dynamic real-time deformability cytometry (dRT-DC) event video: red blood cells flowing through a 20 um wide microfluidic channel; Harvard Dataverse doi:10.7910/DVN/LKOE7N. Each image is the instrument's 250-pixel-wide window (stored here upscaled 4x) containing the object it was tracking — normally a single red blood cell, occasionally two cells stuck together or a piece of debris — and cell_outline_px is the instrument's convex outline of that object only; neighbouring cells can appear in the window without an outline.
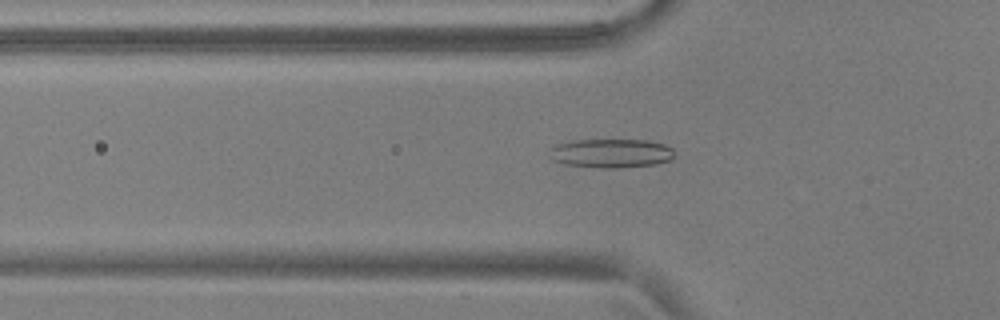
{"species": "common noctule bat (a hibernating species)", "species_latin": "Nyctalus noctula", "temperature_condition": "warm", "stored_images_in_passage": 54, "camera_frame_rate_fps": 3000, "um_per_image_px": 0.085, "animal": {"sex": "male", "body_mass_g": 17.9, "forearm_length_mm": 54.2}, "frame": {"image": 1, "passage_image": 19, "time_ms": 6.0, "image_size_px": [1000, 320], "cell_outline_px": [[676, 156], [672, 160], [656, 164], [620, 168], [600, 168], [564, 164], [552, 160], [548, 148], [556, 144], [576, 140], [648, 140], [664, 144], [672, 148]], "centroid_in_image_um": [51.96, 13.03], "position_along_channel_um": 73.8, "area_um2": 21.39}}
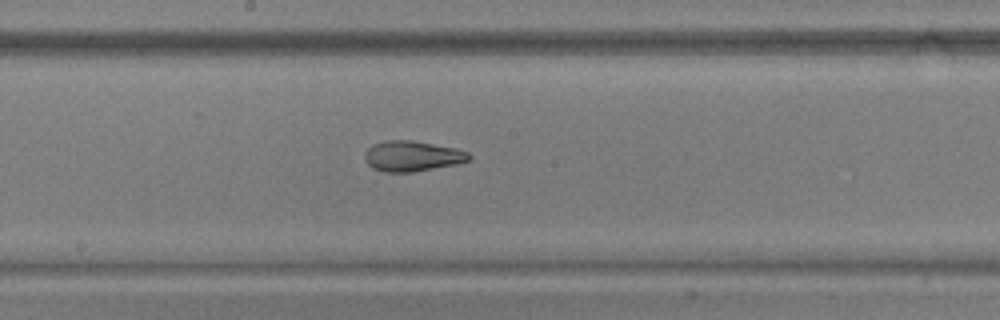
{"frame": {"image": 2, "passage_image": 30, "time_ms": 9.667, "image_size_px": [1000, 320], "cell_outline_px": [[472, 156], [468, 160], [456, 164], [412, 172], [384, 172], [372, 168], [364, 160], [364, 152], [372, 144], [384, 140], [412, 140], [456, 148], [468, 152]], "centroid_in_image_um": [35.0, 13.26], "position_along_channel_um": 213.2, "area_um2": 18.61}}
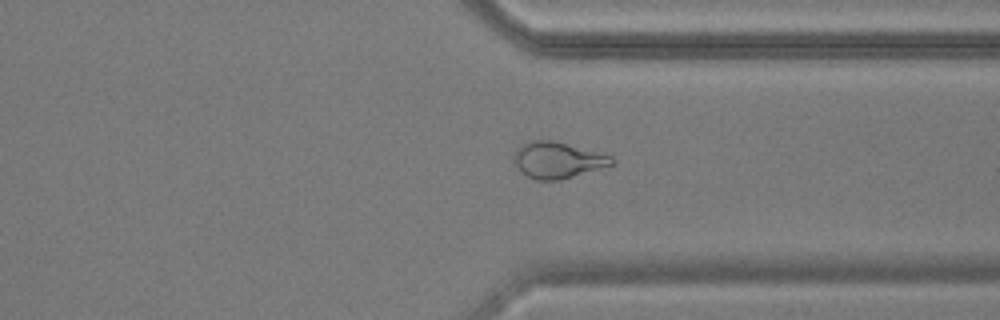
{"frame": {"image": 3, "passage_image": 42, "time_ms": 13.667, "image_size_px": [1000, 320], "cell_outline_px": [[616, 164], [560, 180], [536, 180], [520, 172], [512, 156], [516, 148], [520, 144], [532, 140], [552, 140], [612, 156], [616, 160]], "centroid_in_image_um": [47.38, 13.61], "position_along_channel_um": 364.0, "area_um2": 20.75}, "authors_computed_cell_mechanics": {"area_um2": 20.6635, "velocity_mm_per_s": 3.7716, "shape_relaxation_time_tau1_ms": null, "shape_relaxation_time_tau2_ms": 1.5571, "deformation_change_tau1": null, "deformation_change_tau2": 0.0859}}